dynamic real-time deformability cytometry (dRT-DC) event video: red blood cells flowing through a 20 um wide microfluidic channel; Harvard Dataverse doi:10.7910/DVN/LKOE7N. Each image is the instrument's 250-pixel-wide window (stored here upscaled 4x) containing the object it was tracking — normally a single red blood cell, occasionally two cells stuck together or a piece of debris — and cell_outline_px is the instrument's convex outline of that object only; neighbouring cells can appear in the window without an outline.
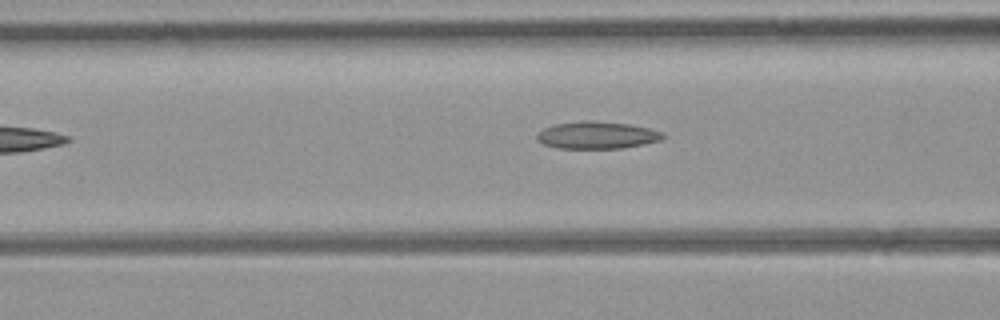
{"species": "common noctule bat (a hibernating species)", "species_latin": "Nyctalus noctula", "temperature_condition": "room temperature", "stored_images_in_passage": 5, "camera_frame_rate_fps": 3000, "um_per_image_px": 0.085, "animal": {"sex": "female", "body_mass_g": 21.9}, "frame": {"image": 1, "passage_image": 4, "time_ms": 4.333, "image_size_px": [1000, 320], "cell_outline_px": [[664, 136], [660, 140], [644, 144], [624, 148], [556, 148], [544, 144], [536, 140], [536, 132], [544, 128], [556, 124], [584, 120], [588, 120], [628, 124], [648, 128], [660, 132]], "centroid_in_image_um": [50.68, 11.49], "position_along_channel_um": 115.9, "area_um2": 19.88}}